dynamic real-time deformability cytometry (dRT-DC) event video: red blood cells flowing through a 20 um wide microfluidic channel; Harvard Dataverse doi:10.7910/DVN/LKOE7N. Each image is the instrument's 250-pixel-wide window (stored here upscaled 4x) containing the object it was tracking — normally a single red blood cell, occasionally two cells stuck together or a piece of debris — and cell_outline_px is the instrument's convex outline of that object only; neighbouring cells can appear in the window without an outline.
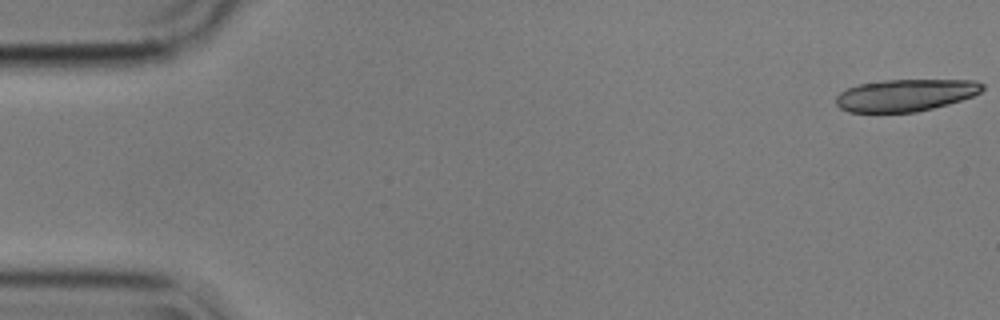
{"species": "common noctule bat (a hibernating species)", "species_latin": "Nyctalus noctula", "temperature_condition": "cold", "stored_images_in_passage": 17, "camera_frame_rate_fps": 3000, "um_per_image_px": 0.085, "animal": {"sex": "male", "body_mass_g": 17.9}, "frame": {"image": 1, "passage_image": 1, "time_ms": 0.0, "image_size_px": [1000, 320], "cell_outline_px": [[984, 88], [980, 92], [972, 96], [948, 104], [916, 112], [848, 112], [840, 108], [836, 104], [836, 96], [840, 92], [848, 88], [860, 84], [884, 80], [976, 80], [984, 84]], "centroid_in_image_um": [76.97, 8.09], "position_along_channel_um": 8.0, "area_um2": 27.28}}